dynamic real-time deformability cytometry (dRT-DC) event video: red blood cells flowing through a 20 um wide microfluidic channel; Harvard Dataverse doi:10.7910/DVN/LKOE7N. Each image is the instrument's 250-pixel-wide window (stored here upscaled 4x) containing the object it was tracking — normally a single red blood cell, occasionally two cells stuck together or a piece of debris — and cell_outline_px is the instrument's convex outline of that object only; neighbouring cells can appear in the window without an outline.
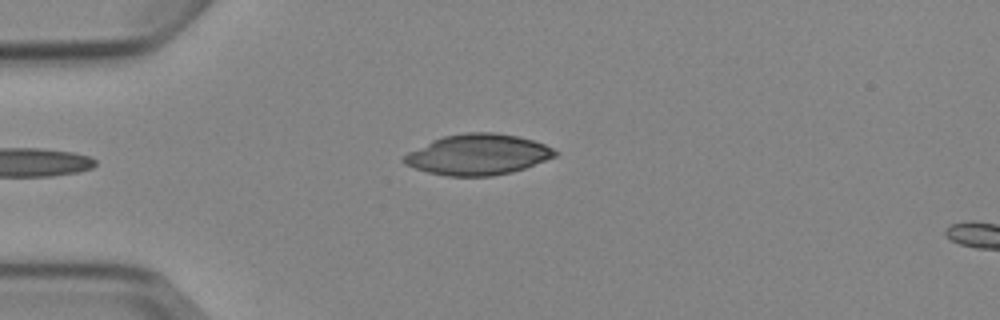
{"species": "Egyptian fruit bat (a non-hibernating species)", "species_latin": "Rousettus aegyptiacus", "temperature_condition": "cold", "stored_images_in_passage": 7, "camera_frame_rate_fps": 3000, "um_per_image_px": 0.085, "animal": {"sex": "female"}, "frame": {"image": 1, "passage_image": 4, "time_ms": 4.333, "image_size_px": [1000, 320], "cell_outline_px": [[560, 152], [556, 156], [524, 168], [512, 172], [492, 176], [448, 176], [428, 172], [404, 164], [400, 160], [400, 156], [432, 140], [444, 136], [464, 132], [492, 132], [516, 136], [532, 140], [544, 144]], "centroid_in_image_um": [40.58, 13.14], "position_along_channel_um": 44.4, "area_um2": 35.84}}
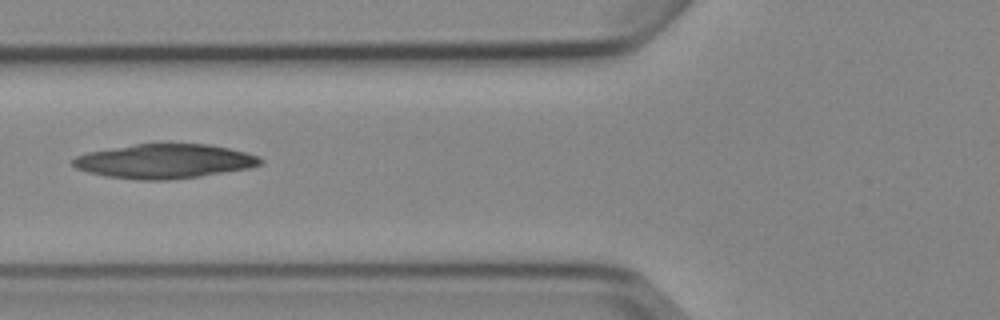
{"frame": {"image": 2, "passage_image": 6, "time_ms": 6.667, "image_size_px": [1000, 320], "cell_outline_px": [[264, 160], [260, 164], [248, 168], [200, 176], [168, 180], [136, 180], [104, 176], [88, 172], [76, 168], [72, 164], [72, 160], [76, 156], [88, 152], [136, 144], [208, 144], [228, 148], [260, 156]], "centroid_in_image_um": [13.96, 13.71], "position_along_channel_um": 111.8, "area_um2": 37.34}}
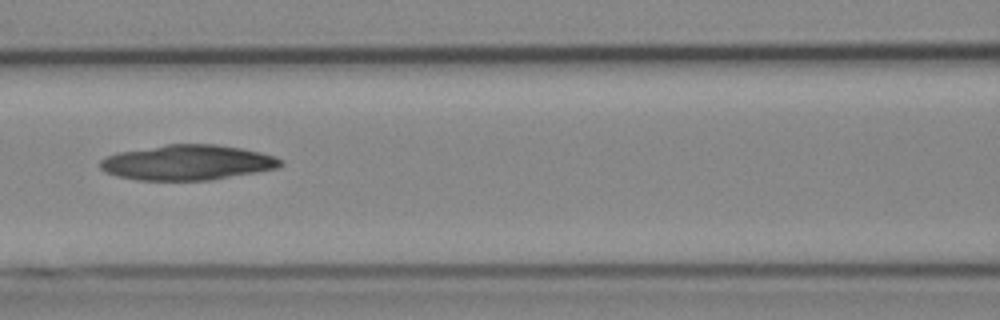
{"frame": {"image": 3, "passage_image": 7, "time_ms": 7.667, "image_size_px": [1000, 320], "cell_outline_px": [[284, 164], [276, 168], [256, 172], [212, 180], [136, 180], [116, 176], [104, 172], [100, 168], [100, 160], [116, 152], [168, 144], [216, 144], [240, 148], [260, 152], [276, 156], [284, 160]], "centroid_in_image_um": [15.93, 13.81], "position_along_channel_um": 150.7, "area_um2": 37.17}}